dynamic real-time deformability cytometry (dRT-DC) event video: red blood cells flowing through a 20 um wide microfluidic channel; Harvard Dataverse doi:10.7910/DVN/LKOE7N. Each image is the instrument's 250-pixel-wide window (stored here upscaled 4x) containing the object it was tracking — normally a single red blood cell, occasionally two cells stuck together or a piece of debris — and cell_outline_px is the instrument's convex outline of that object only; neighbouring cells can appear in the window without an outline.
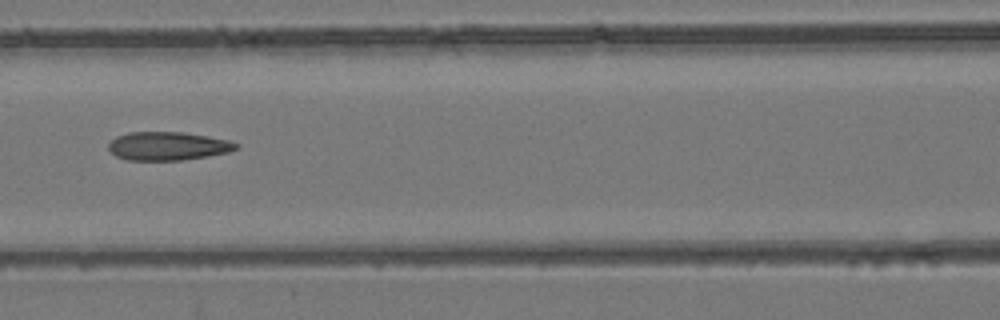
{"species": "common noctule bat (a hibernating species)", "species_latin": "Nyctalus noctula", "temperature_condition": "room temperature", "stored_images_in_passage": 7, "camera_frame_rate_fps": 3000, "um_per_image_px": 0.085, "animal": {"sex": "female", "body_mass_g": 24.6, "forearm_length_mm": 56.2}, "frame": {"image": 1, "passage_image": 6, "time_ms": 6.667, "image_size_px": [1000, 320], "cell_outline_px": [[240, 148], [228, 152], [208, 156], [180, 160], [128, 160], [116, 156], [108, 148], [108, 144], [116, 136], [128, 132], [184, 132], [208, 136], [228, 140], [240, 144]], "centroid_in_image_um": [14.29, 12.41], "position_along_channel_um": 152.3, "area_um2": 21.21}}
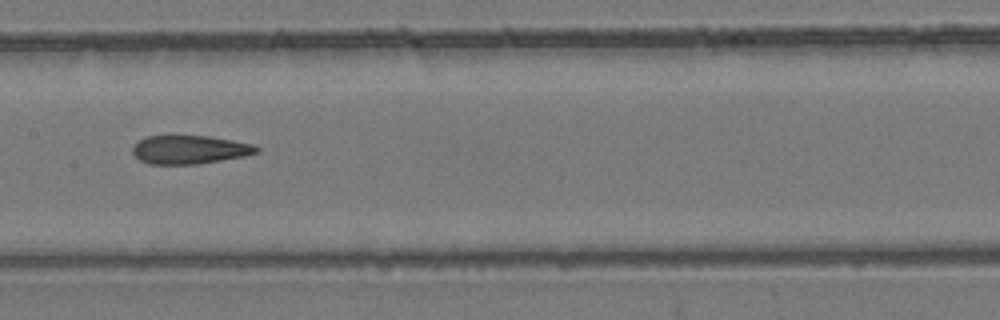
{"frame": {"image": 2, "passage_image": 7, "time_ms": 7.667, "image_size_px": [1000, 320], "cell_outline_px": [[260, 152], [244, 156], [196, 164], [148, 164], [140, 160], [132, 152], [132, 148], [140, 140], [148, 136], [172, 132], [208, 136], [256, 144], [260, 148]], "centroid_in_image_um": [16.11, 12.67], "position_along_channel_um": 191.3, "area_um2": 21.39}}